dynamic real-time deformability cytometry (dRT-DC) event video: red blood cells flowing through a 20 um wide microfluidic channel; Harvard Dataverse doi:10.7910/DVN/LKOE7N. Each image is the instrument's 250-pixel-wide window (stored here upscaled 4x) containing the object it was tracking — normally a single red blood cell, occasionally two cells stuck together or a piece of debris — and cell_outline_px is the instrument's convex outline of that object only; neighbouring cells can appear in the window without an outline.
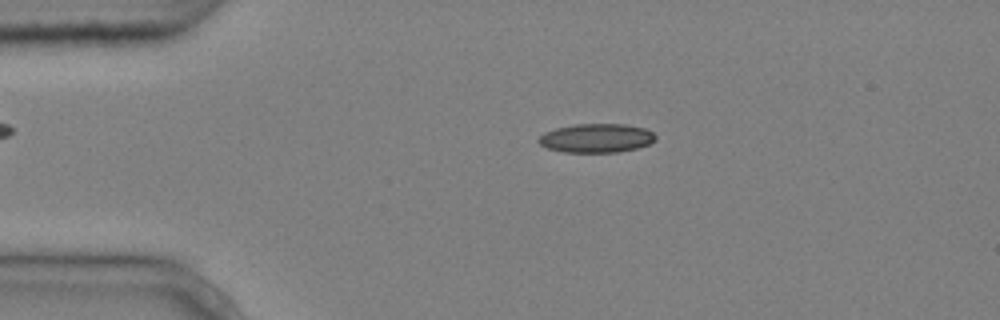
{"species": "common noctule bat (a hibernating species)", "species_latin": "Nyctalus noctula", "temperature_condition": "cold", "stored_images_in_passage": 4, "camera_frame_rate_fps": 3000, "um_per_image_px": 0.085, "animal": {"sex": "male", "body_mass_g": 20.4}, "frame": {"image": 1, "passage_image": 3, "time_ms": 0.667, "image_size_px": [1000, 320], "cell_outline_px": [[656, 140], [648, 144], [636, 148], [616, 152], [564, 152], [548, 148], [540, 144], [536, 140], [544, 132], [556, 128], [576, 124], [624, 124], [644, 128], [652, 132], [656, 136]], "centroid_in_image_um": [50.68, 11.73], "position_along_channel_um": 34.3, "area_um2": 19.59}}